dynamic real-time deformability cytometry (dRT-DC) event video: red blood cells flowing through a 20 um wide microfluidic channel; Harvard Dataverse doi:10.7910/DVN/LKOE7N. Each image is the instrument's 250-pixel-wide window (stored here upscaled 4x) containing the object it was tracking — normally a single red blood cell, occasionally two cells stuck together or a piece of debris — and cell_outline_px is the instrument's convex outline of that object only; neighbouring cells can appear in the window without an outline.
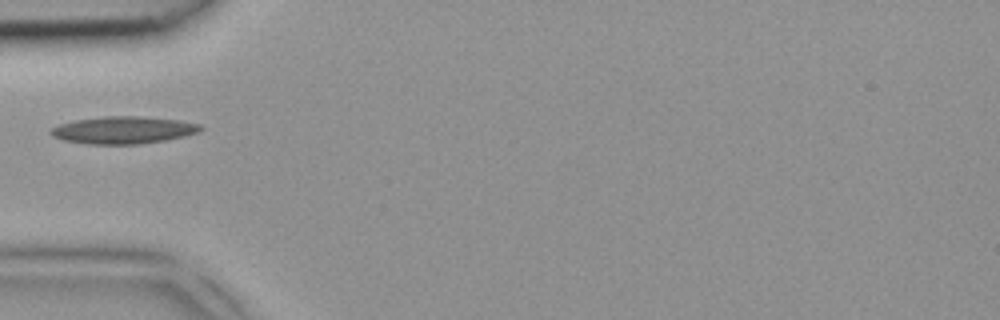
{"species": "common noctule bat (a hibernating species)", "species_latin": "Nyctalus noctula", "temperature_condition": "room temperature", "stored_images_in_passage": 1, "camera_frame_rate_fps": 3000, "um_per_image_px": 0.085, "animal": {"sex": "female", "body_mass_g": 18.4}, "frame": {"image": 1, "passage_image": 1, "time_ms": 0.0, "image_size_px": [1000, 320], "cell_outline_px": [[204, 128], [200, 132], [184, 136], [164, 140], [140, 144], [88, 144], [64, 140], [52, 136], [48, 132], [52, 128], [60, 124], [76, 120], [104, 116], [140, 116], [180, 120], [200, 124]], "centroid_in_image_um": [10.5, 11.05], "position_along_channel_um": 74.5, "area_um2": 23.81}}